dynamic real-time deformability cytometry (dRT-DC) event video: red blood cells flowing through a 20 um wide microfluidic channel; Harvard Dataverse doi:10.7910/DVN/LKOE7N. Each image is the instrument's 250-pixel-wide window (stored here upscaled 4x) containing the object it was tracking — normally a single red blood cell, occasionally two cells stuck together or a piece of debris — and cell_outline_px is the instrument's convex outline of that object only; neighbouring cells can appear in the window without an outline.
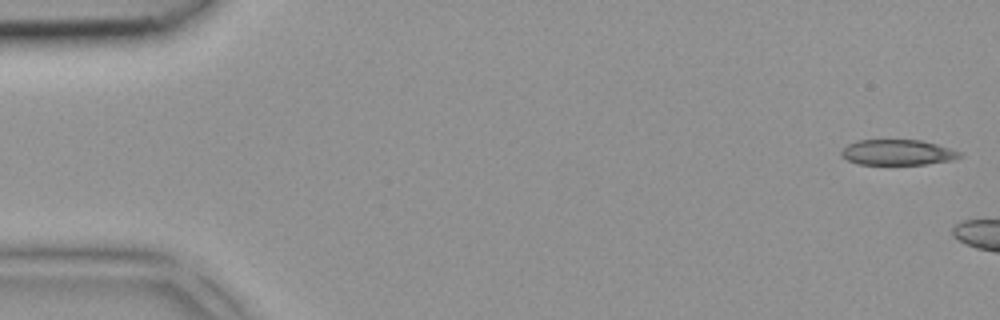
{"species": "common noctule bat (a hibernating species)", "species_latin": "Nyctalus noctula", "temperature_condition": "room temperature", "stored_images_in_passage": 5, "camera_frame_rate_fps": 3000, "um_per_image_px": 0.085, "animal": {"sex": "female", "body_mass_g": 18.4}, "frame": {"image": 1, "passage_image": 1, "time_ms": 0.0, "image_size_px": [1000, 320], "cell_outline_px": [[964, 156], [952, 160], [924, 164], [856, 164], [840, 156], [840, 152], [848, 144], [856, 140], [920, 140], [936, 144], [964, 152]], "centroid_in_image_um": [76.31, 12.95], "position_along_channel_um": 8.7, "area_um2": 17.69}}